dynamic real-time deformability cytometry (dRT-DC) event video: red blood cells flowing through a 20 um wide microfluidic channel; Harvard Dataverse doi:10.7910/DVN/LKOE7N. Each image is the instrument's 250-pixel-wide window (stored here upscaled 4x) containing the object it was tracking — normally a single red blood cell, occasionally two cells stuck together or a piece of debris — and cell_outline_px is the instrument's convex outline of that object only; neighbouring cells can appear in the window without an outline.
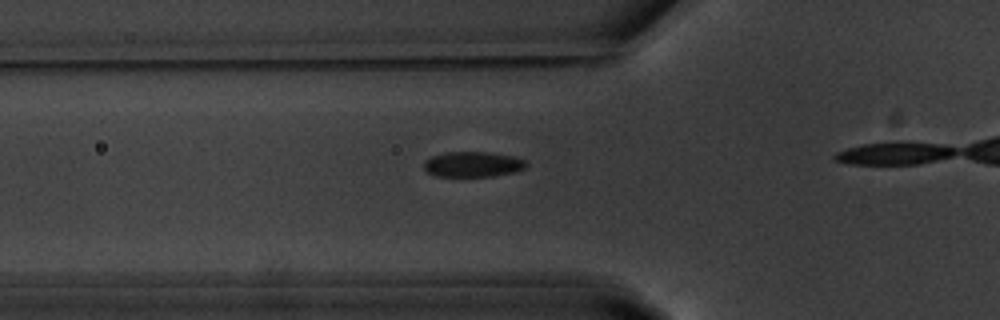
{"species": "common noctule bat (a hibernating species)", "species_latin": "Nyctalus noctula", "temperature_condition": "warm", "stored_images_in_passage": 20, "camera_frame_rate_fps": 3000, "um_per_image_px": 0.085, "animal": {"sex": "male", "body_mass_g": 20.1, "forearm_length_mm": 53.5}, "frame": {"image": 1, "passage_image": 12, "time_ms": 3.667, "image_size_px": [1000, 320], "cell_outline_px": [[528, 164], [524, 168], [512, 172], [492, 176], [436, 176], [428, 172], [424, 168], [424, 160], [432, 156], [444, 152], [488, 152], [516, 156], [524, 160]], "centroid_in_image_um": [40.18, 13.95], "position_along_channel_um": 85.6, "area_um2": 15.09}}